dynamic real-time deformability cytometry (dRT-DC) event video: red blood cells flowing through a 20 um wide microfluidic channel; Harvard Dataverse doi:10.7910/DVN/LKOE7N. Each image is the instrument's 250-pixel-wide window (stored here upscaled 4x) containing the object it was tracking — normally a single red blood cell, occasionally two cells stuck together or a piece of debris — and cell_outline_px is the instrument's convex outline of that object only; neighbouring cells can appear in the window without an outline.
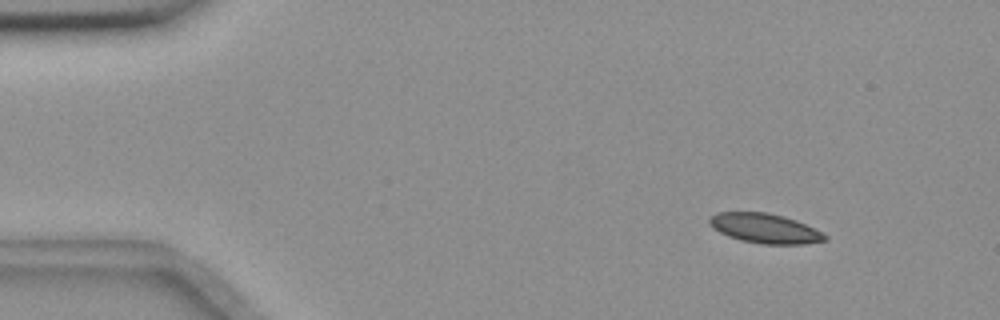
{"species": "common noctule bat (a hibernating species)", "species_latin": "Nyctalus noctula", "temperature_condition": "room temperature", "stored_images_in_passage": 55, "camera_frame_rate_fps": 3000, "um_per_image_px": 0.085, "animal": {"sex": "female", "body_mass_g": 18.4}, "frame": {"image": 1, "passage_image": 6, "time_ms": 1.667, "image_size_px": [1000, 320], "cell_outline_px": [[828, 240], [804, 244], [764, 244], [740, 240], [728, 236], [712, 228], [708, 224], [708, 216], [716, 212], [768, 212], [784, 216], [796, 220], [828, 236]], "centroid_in_image_um": [64.96, 19.4], "position_along_channel_um": 20.0, "area_um2": 20.06}}
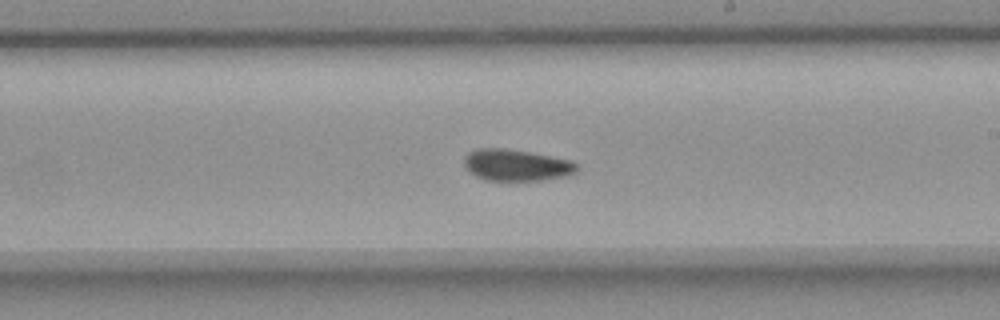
{"frame": {"image": 2, "passage_image": 32, "time_ms": 10.333, "image_size_px": [1000, 320], "cell_outline_px": [[580, 168], [576, 172], [568, 176], [540, 180], [484, 180], [468, 172], [464, 164], [464, 156], [468, 152], [476, 148], [504, 148], [552, 156], [572, 160], [580, 164]], "centroid_in_image_um": [43.91, 14.03], "position_along_channel_um": 245.1, "area_um2": 21.04}}
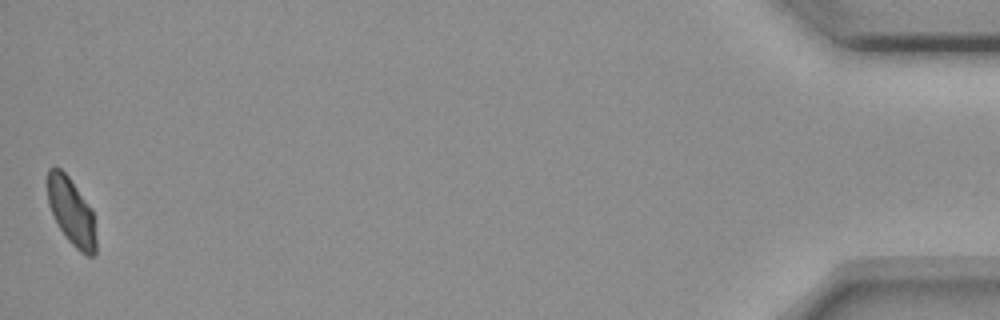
{"frame": {"image": 3, "passage_image": 55, "time_ms": 18.0, "image_size_px": [1000, 320], "cell_outline_px": [[96, 252], [92, 256], [88, 256], [80, 252], [68, 240], [60, 228], [48, 204], [48, 168], [56, 164], [68, 176], [92, 208], [96, 240]], "centroid_in_image_um": [6.08, 17.97], "position_along_channel_um": 429.1, "area_um2": 18.9}, "authors_computed_cell_mechanics": {"area_um2": 20.5768, "velocity_mm_per_s": 3.6286, "shape_relaxation_time_tau1_ms": null, "shape_relaxation_time_tau2_ms": 2.9322, "deformation_change_tau1": null, "deformation_change_tau2": 0.0578}}